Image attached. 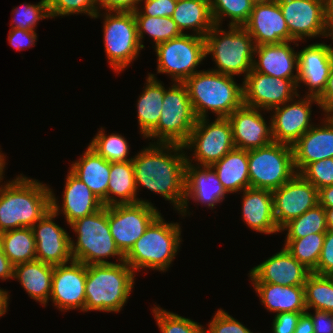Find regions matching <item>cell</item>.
Masks as SVG:
<instances>
[{"label":"cell","instance_id":"obj_41","mask_svg":"<svg viewBox=\"0 0 333 333\" xmlns=\"http://www.w3.org/2000/svg\"><path fill=\"white\" fill-rule=\"evenodd\" d=\"M88 146L111 163L133 160L128 158L130 146L126 138L116 133L106 135L102 127Z\"/></svg>","mask_w":333,"mask_h":333},{"label":"cell","instance_id":"obj_1","mask_svg":"<svg viewBox=\"0 0 333 333\" xmlns=\"http://www.w3.org/2000/svg\"><path fill=\"white\" fill-rule=\"evenodd\" d=\"M183 145L151 143L134 155L135 182L137 190L142 185L160 194L180 211L185 197L186 152Z\"/></svg>","mask_w":333,"mask_h":333},{"label":"cell","instance_id":"obj_49","mask_svg":"<svg viewBox=\"0 0 333 333\" xmlns=\"http://www.w3.org/2000/svg\"><path fill=\"white\" fill-rule=\"evenodd\" d=\"M312 273L333 277V229H328L325 233L317 268Z\"/></svg>","mask_w":333,"mask_h":333},{"label":"cell","instance_id":"obj_31","mask_svg":"<svg viewBox=\"0 0 333 333\" xmlns=\"http://www.w3.org/2000/svg\"><path fill=\"white\" fill-rule=\"evenodd\" d=\"M54 266L34 260L14 266L13 278L19 280L28 296L47 305L50 300Z\"/></svg>","mask_w":333,"mask_h":333},{"label":"cell","instance_id":"obj_61","mask_svg":"<svg viewBox=\"0 0 333 333\" xmlns=\"http://www.w3.org/2000/svg\"><path fill=\"white\" fill-rule=\"evenodd\" d=\"M4 158H5V155H3V153L0 152V182H3L1 180H3V178H4L3 173H4V170H5L4 168H5V165H6V162H5L6 160Z\"/></svg>","mask_w":333,"mask_h":333},{"label":"cell","instance_id":"obj_56","mask_svg":"<svg viewBox=\"0 0 333 333\" xmlns=\"http://www.w3.org/2000/svg\"><path fill=\"white\" fill-rule=\"evenodd\" d=\"M319 204L326 208H333V185H328L318 190Z\"/></svg>","mask_w":333,"mask_h":333},{"label":"cell","instance_id":"obj_48","mask_svg":"<svg viewBox=\"0 0 333 333\" xmlns=\"http://www.w3.org/2000/svg\"><path fill=\"white\" fill-rule=\"evenodd\" d=\"M144 1V2H143ZM144 6L133 12L134 15H146L151 17H171L173 15L177 0H139Z\"/></svg>","mask_w":333,"mask_h":333},{"label":"cell","instance_id":"obj_38","mask_svg":"<svg viewBox=\"0 0 333 333\" xmlns=\"http://www.w3.org/2000/svg\"><path fill=\"white\" fill-rule=\"evenodd\" d=\"M325 233H311L303 238H285L284 247L307 269L317 268Z\"/></svg>","mask_w":333,"mask_h":333},{"label":"cell","instance_id":"obj_47","mask_svg":"<svg viewBox=\"0 0 333 333\" xmlns=\"http://www.w3.org/2000/svg\"><path fill=\"white\" fill-rule=\"evenodd\" d=\"M208 325V333H253L223 309L216 311Z\"/></svg>","mask_w":333,"mask_h":333},{"label":"cell","instance_id":"obj_28","mask_svg":"<svg viewBox=\"0 0 333 333\" xmlns=\"http://www.w3.org/2000/svg\"><path fill=\"white\" fill-rule=\"evenodd\" d=\"M242 192V218L246 225L259 233H280L274 217L272 191L250 187Z\"/></svg>","mask_w":333,"mask_h":333},{"label":"cell","instance_id":"obj_52","mask_svg":"<svg viewBox=\"0 0 333 333\" xmlns=\"http://www.w3.org/2000/svg\"><path fill=\"white\" fill-rule=\"evenodd\" d=\"M306 312L313 321L314 333H333V313L315 309L313 314Z\"/></svg>","mask_w":333,"mask_h":333},{"label":"cell","instance_id":"obj_40","mask_svg":"<svg viewBox=\"0 0 333 333\" xmlns=\"http://www.w3.org/2000/svg\"><path fill=\"white\" fill-rule=\"evenodd\" d=\"M285 230L287 231L286 238H303L311 233H326L328 227L325 208L317 204L287 223L281 229V231Z\"/></svg>","mask_w":333,"mask_h":333},{"label":"cell","instance_id":"obj_50","mask_svg":"<svg viewBox=\"0 0 333 333\" xmlns=\"http://www.w3.org/2000/svg\"><path fill=\"white\" fill-rule=\"evenodd\" d=\"M304 312H281L274 316L272 333H294L301 314Z\"/></svg>","mask_w":333,"mask_h":333},{"label":"cell","instance_id":"obj_5","mask_svg":"<svg viewBox=\"0 0 333 333\" xmlns=\"http://www.w3.org/2000/svg\"><path fill=\"white\" fill-rule=\"evenodd\" d=\"M160 214L124 255V261L136 273L143 268L168 271L178 253L181 239L179 223H167Z\"/></svg>","mask_w":333,"mask_h":333},{"label":"cell","instance_id":"obj_57","mask_svg":"<svg viewBox=\"0 0 333 333\" xmlns=\"http://www.w3.org/2000/svg\"><path fill=\"white\" fill-rule=\"evenodd\" d=\"M294 333H314L313 321L307 312L301 314Z\"/></svg>","mask_w":333,"mask_h":333},{"label":"cell","instance_id":"obj_26","mask_svg":"<svg viewBox=\"0 0 333 333\" xmlns=\"http://www.w3.org/2000/svg\"><path fill=\"white\" fill-rule=\"evenodd\" d=\"M51 190V209L59 215H65L68 226L77 219L91 215L103 207L89 187L79 180L70 170L66 176L62 207ZM61 209V210H60ZM61 211V212H60Z\"/></svg>","mask_w":333,"mask_h":333},{"label":"cell","instance_id":"obj_16","mask_svg":"<svg viewBox=\"0 0 333 333\" xmlns=\"http://www.w3.org/2000/svg\"><path fill=\"white\" fill-rule=\"evenodd\" d=\"M299 100L292 99L270 111L272 136L274 142L292 146L314 124L311 121L312 104L320 107L316 97L305 95ZM314 102V103H313Z\"/></svg>","mask_w":333,"mask_h":333},{"label":"cell","instance_id":"obj_54","mask_svg":"<svg viewBox=\"0 0 333 333\" xmlns=\"http://www.w3.org/2000/svg\"><path fill=\"white\" fill-rule=\"evenodd\" d=\"M317 99L324 114L333 113V56L326 88Z\"/></svg>","mask_w":333,"mask_h":333},{"label":"cell","instance_id":"obj_19","mask_svg":"<svg viewBox=\"0 0 333 333\" xmlns=\"http://www.w3.org/2000/svg\"><path fill=\"white\" fill-rule=\"evenodd\" d=\"M85 284L86 265L82 262L72 260L54 266L50 299L59 311L67 312L78 308L77 310L84 312Z\"/></svg>","mask_w":333,"mask_h":333},{"label":"cell","instance_id":"obj_30","mask_svg":"<svg viewBox=\"0 0 333 333\" xmlns=\"http://www.w3.org/2000/svg\"><path fill=\"white\" fill-rule=\"evenodd\" d=\"M260 302L273 313L306 312L304 286L252 283Z\"/></svg>","mask_w":333,"mask_h":333},{"label":"cell","instance_id":"obj_21","mask_svg":"<svg viewBox=\"0 0 333 333\" xmlns=\"http://www.w3.org/2000/svg\"><path fill=\"white\" fill-rule=\"evenodd\" d=\"M185 164V197L180 215L189 214V199L202 203L213 209L216 204L221 203L228 193L219 181L215 170L211 166H200L192 164L191 157L186 154ZM188 212V213H187Z\"/></svg>","mask_w":333,"mask_h":333},{"label":"cell","instance_id":"obj_13","mask_svg":"<svg viewBox=\"0 0 333 333\" xmlns=\"http://www.w3.org/2000/svg\"><path fill=\"white\" fill-rule=\"evenodd\" d=\"M160 214L143 202L108 206L110 233L119 250L125 255Z\"/></svg>","mask_w":333,"mask_h":333},{"label":"cell","instance_id":"obj_23","mask_svg":"<svg viewBox=\"0 0 333 333\" xmlns=\"http://www.w3.org/2000/svg\"><path fill=\"white\" fill-rule=\"evenodd\" d=\"M227 119L232 126L235 148L252 150L265 147L274 142L271 118L268 124L261 114V109L248 107L243 104L240 108L233 111Z\"/></svg>","mask_w":333,"mask_h":333},{"label":"cell","instance_id":"obj_53","mask_svg":"<svg viewBox=\"0 0 333 333\" xmlns=\"http://www.w3.org/2000/svg\"><path fill=\"white\" fill-rule=\"evenodd\" d=\"M99 11L134 12L139 5V0H97ZM104 8V9H103Z\"/></svg>","mask_w":333,"mask_h":333},{"label":"cell","instance_id":"obj_24","mask_svg":"<svg viewBox=\"0 0 333 333\" xmlns=\"http://www.w3.org/2000/svg\"><path fill=\"white\" fill-rule=\"evenodd\" d=\"M311 273L283 247L280 252L253 267L248 274L252 283L304 286Z\"/></svg>","mask_w":333,"mask_h":333},{"label":"cell","instance_id":"obj_3","mask_svg":"<svg viewBox=\"0 0 333 333\" xmlns=\"http://www.w3.org/2000/svg\"><path fill=\"white\" fill-rule=\"evenodd\" d=\"M234 80L230 75L201 70L183 82L197 119L207 118L208 111L227 118L243 105V84Z\"/></svg>","mask_w":333,"mask_h":333},{"label":"cell","instance_id":"obj_20","mask_svg":"<svg viewBox=\"0 0 333 333\" xmlns=\"http://www.w3.org/2000/svg\"><path fill=\"white\" fill-rule=\"evenodd\" d=\"M254 40L255 46L293 42L277 0L253 4L247 23L243 26Z\"/></svg>","mask_w":333,"mask_h":333},{"label":"cell","instance_id":"obj_8","mask_svg":"<svg viewBox=\"0 0 333 333\" xmlns=\"http://www.w3.org/2000/svg\"><path fill=\"white\" fill-rule=\"evenodd\" d=\"M169 89L164 87L161 116L157 126L145 137L157 139L156 143L183 145L196 124L188 91L183 82H173Z\"/></svg>","mask_w":333,"mask_h":333},{"label":"cell","instance_id":"obj_46","mask_svg":"<svg viewBox=\"0 0 333 333\" xmlns=\"http://www.w3.org/2000/svg\"><path fill=\"white\" fill-rule=\"evenodd\" d=\"M299 174L318 190L333 185V158L312 162Z\"/></svg>","mask_w":333,"mask_h":333},{"label":"cell","instance_id":"obj_18","mask_svg":"<svg viewBox=\"0 0 333 333\" xmlns=\"http://www.w3.org/2000/svg\"><path fill=\"white\" fill-rule=\"evenodd\" d=\"M58 215L50 209L32 227L36 260L57 266L71 262V237L67 231L53 220Z\"/></svg>","mask_w":333,"mask_h":333},{"label":"cell","instance_id":"obj_10","mask_svg":"<svg viewBox=\"0 0 333 333\" xmlns=\"http://www.w3.org/2000/svg\"><path fill=\"white\" fill-rule=\"evenodd\" d=\"M250 187L273 191L296 174L292 146L272 142L248 150Z\"/></svg>","mask_w":333,"mask_h":333},{"label":"cell","instance_id":"obj_35","mask_svg":"<svg viewBox=\"0 0 333 333\" xmlns=\"http://www.w3.org/2000/svg\"><path fill=\"white\" fill-rule=\"evenodd\" d=\"M164 84L157 80L155 74L148 73L146 85L139 96L137 119L140 133L145 138L158 124L164 98Z\"/></svg>","mask_w":333,"mask_h":333},{"label":"cell","instance_id":"obj_36","mask_svg":"<svg viewBox=\"0 0 333 333\" xmlns=\"http://www.w3.org/2000/svg\"><path fill=\"white\" fill-rule=\"evenodd\" d=\"M0 248L13 266L36 260L35 239L31 228L22 227L0 233Z\"/></svg>","mask_w":333,"mask_h":333},{"label":"cell","instance_id":"obj_43","mask_svg":"<svg viewBox=\"0 0 333 333\" xmlns=\"http://www.w3.org/2000/svg\"><path fill=\"white\" fill-rule=\"evenodd\" d=\"M152 309L161 333H207L206 327L189 318L168 312L159 306Z\"/></svg>","mask_w":333,"mask_h":333},{"label":"cell","instance_id":"obj_11","mask_svg":"<svg viewBox=\"0 0 333 333\" xmlns=\"http://www.w3.org/2000/svg\"><path fill=\"white\" fill-rule=\"evenodd\" d=\"M157 56V73L169 74L173 82H184L199 72L196 68L205 60V39L182 34L153 47Z\"/></svg>","mask_w":333,"mask_h":333},{"label":"cell","instance_id":"obj_58","mask_svg":"<svg viewBox=\"0 0 333 333\" xmlns=\"http://www.w3.org/2000/svg\"><path fill=\"white\" fill-rule=\"evenodd\" d=\"M325 16L329 30L333 34V0H325Z\"/></svg>","mask_w":333,"mask_h":333},{"label":"cell","instance_id":"obj_22","mask_svg":"<svg viewBox=\"0 0 333 333\" xmlns=\"http://www.w3.org/2000/svg\"><path fill=\"white\" fill-rule=\"evenodd\" d=\"M298 53L297 88L304 83L307 96L318 98L326 88L332 64L333 47L325 43H313Z\"/></svg>","mask_w":333,"mask_h":333},{"label":"cell","instance_id":"obj_17","mask_svg":"<svg viewBox=\"0 0 333 333\" xmlns=\"http://www.w3.org/2000/svg\"><path fill=\"white\" fill-rule=\"evenodd\" d=\"M274 217L278 229L319 204L318 189L300 174L272 191Z\"/></svg>","mask_w":333,"mask_h":333},{"label":"cell","instance_id":"obj_59","mask_svg":"<svg viewBox=\"0 0 333 333\" xmlns=\"http://www.w3.org/2000/svg\"><path fill=\"white\" fill-rule=\"evenodd\" d=\"M1 288V287H0ZM8 291L0 289V317L6 314L9 300Z\"/></svg>","mask_w":333,"mask_h":333},{"label":"cell","instance_id":"obj_55","mask_svg":"<svg viewBox=\"0 0 333 333\" xmlns=\"http://www.w3.org/2000/svg\"><path fill=\"white\" fill-rule=\"evenodd\" d=\"M14 266L10 263L8 257L3 253L0 248V279L8 280L13 278Z\"/></svg>","mask_w":333,"mask_h":333},{"label":"cell","instance_id":"obj_7","mask_svg":"<svg viewBox=\"0 0 333 333\" xmlns=\"http://www.w3.org/2000/svg\"><path fill=\"white\" fill-rule=\"evenodd\" d=\"M69 226L77 235L76 242L70 239L73 260L85 265L115 264L105 258L117 256L119 263L124 261V254L110 233L107 206L75 220Z\"/></svg>","mask_w":333,"mask_h":333},{"label":"cell","instance_id":"obj_63","mask_svg":"<svg viewBox=\"0 0 333 333\" xmlns=\"http://www.w3.org/2000/svg\"><path fill=\"white\" fill-rule=\"evenodd\" d=\"M56 0H41L43 4H45L48 8L55 2Z\"/></svg>","mask_w":333,"mask_h":333},{"label":"cell","instance_id":"obj_42","mask_svg":"<svg viewBox=\"0 0 333 333\" xmlns=\"http://www.w3.org/2000/svg\"><path fill=\"white\" fill-rule=\"evenodd\" d=\"M253 3L251 0H210L214 25L222 26L223 18H230L229 26H244L249 20Z\"/></svg>","mask_w":333,"mask_h":333},{"label":"cell","instance_id":"obj_37","mask_svg":"<svg viewBox=\"0 0 333 333\" xmlns=\"http://www.w3.org/2000/svg\"><path fill=\"white\" fill-rule=\"evenodd\" d=\"M137 25V34L141 47L145 34L154 40V47L158 44L176 38L183 33L179 30L177 24L171 17H151L146 15H134Z\"/></svg>","mask_w":333,"mask_h":333},{"label":"cell","instance_id":"obj_12","mask_svg":"<svg viewBox=\"0 0 333 333\" xmlns=\"http://www.w3.org/2000/svg\"><path fill=\"white\" fill-rule=\"evenodd\" d=\"M207 118H198L188 140L183 144L185 150H194L192 159L196 165L211 166L235 148L232 126L227 118H216L209 123Z\"/></svg>","mask_w":333,"mask_h":333},{"label":"cell","instance_id":"obj_33","mask_svg":"<svg viewBox=\"0 0 333 333\" xmlns=\"http://www.w3.org/2000/svg\"><path fill=\"white\" fill-rule=\"evenodd\" d=\"M137 192L132 161L111 163L110 180L107 192V207L120 204H133L137 202L153 205L148 200L139 199L137 197Z\"/></svg>","mask_w":333,"mask_h":333},{"label":"cell","instance_id":"obj_39","mask_svg":"<svg viewBox=\"0 0 333 333\" xmlns=\"http://www.w3.org/2000/svg\"><path fill=\"white\" fill-rule=\"evenodd\" d=\"M305 304L309 309L333 313V277L311 273L304 284Z\"/></svg>","mask_w":333,"mask_h":333},{"label":"cell","instance_id":"obj_2","mask_svg":"<svg viewBox=\"0 0 333 333\" xmlns=\"http://www.w3.org/2000/svg\"><path fill=\"white\" fill-rule=\"evenodd\" d=\"M3 184H0V233L31 228L51 209V188L47 184L23 174Z\"/></svg>","mask_w":333,"mask_h":333},{"label":"cell","instance_id":"obj_14","mask_svg":"<svg viewBox=\"0 0 333 333\" xmlns=\"http://www.w3.org/2000/svg\"><path fill=\"white\" fill-rule=\"evenodd\" d=\"M290 36L295 41L306 37H331L325 16V0H277Z\"/></svg>","mask_w":333,"mask_h":333},{"label":"cell","instance_id":"obj_62","mask_svg":"<svg viewBox=\"0 0 333 333\" xmlns=\"http://www.w3.org/2000/svg\"><path fill=\"white\" fill-rule=\"evenodd\" d=\"M275 0H251L253 4L269 3Z\"/></svg>","mask_w":333,"mask_h":333},{"label":"cell","instance_id":"obj_4","mask_svg":"<svg viewBox=\"0 0 333 333\" xmlns=\"http://www.w3.org/2000/svg\"><path fill=\"white\" fill-rule=\"evenodd\" d=\"M135 274L125 261L86 265L84 312H120L134 287Z\"/></svg>","mask_w":333,"mask_h":333},{"label":"cell","instance_id":"obj_60","mask_svg":"<svg viewBox=\"0 0 333 333\" xmlns=\"http://www.w3.org/2000/svg\"><path fill=\"white\" fill-rule=\"evenodd\" d=\"M326 219L328 229H333V208H326Z\"/></svg>","mask_w":333,"mask_h":333},{"label":"cell","instance_id":"obj_9","mask_svg":"<svg viewBox=\"0 0 333 333\" xmlns=\"http://www.w3.org/2000/svg\"><path fill=\"white\" fill-rule=\"evenodd\" d=\"M104 16L103 41L110 67L120 73L137 59L140 45L137 25L133 12L106 11L95 15L94 19Z\"/></svg>","mask_w":333,"mask_h":333},{"label":"cell","instance_id":"obj_34","mask_svg":"<svg viewBox=\"0 0 333 333\" xmlns=\"http://www.w3.org/2000/svg\"><path fill=\"white\" fill-rule=\"evenodd\" d=\"M171 18L183 34L192 29L193 35L205 37L214 26L210 0H178Z\"/></svg>","mask_w":333,"mask_h":333},{"label":"cell","instance_id":"obj_15","mask_svg":"<svg viewBox=\"0 0 333 333\" xmlns=\"http://www.w3.org/2000/svg\"><path fill=\"white\" fill-rule=\"evenodd\" d=\"M297 80L277 78L252 69L242 81L243 104L269 112L293 98L298 99Z\"/></svg>","mask_w":333,"mask_h":333},{"label":"cell","instance_id":"obj_29","mask_svg":"<svg viewBox=\"0 0 333 333\" xmlns=\"http://www.w3.org/2000/svg\"><path fill=\"white\" fill-rule=\"evenodd\" d=\"M110 170L111 162L99 156L89 146L79 160L71 164L70 168V171L102 201L103 206H107Z\"/></svg>","mask_w":333,"mask_h":333},{"label":"cell","instance_id":"obj_6","mask_svg":"<svg viewBox=\"0 0 333 333\" xmlns=\"http://www.w3.org/2000/svg\"><path fill=\"white\" fill-rule=\"evenodd\" d=\"M221 28L214 25L204 37L206 57L212 54L217 67L210 70L233 77L244 74V80L256 57L254 40L243 26H229V31Z\"/></svg>","mask_w":333,"mask_h":333},{"label":"cell","instance_id":"obj_51","mask_svg":"<svg viewBox=\"0 0 333 333\" xmlns=\"http://www.w3.org/2000/svg\"><path fill=\"white\" fill-rule=\"evenodd\" d=\"M37 33L25 29L11 28L8 34V41L17 51L25 50L35 46Z\"/></svg>","mask_w":333,"mask_h":333},{"label":"cell","instance_id":"obj_45","mask_svg":"<svg viewBox=\"0 0 333 333\" xmlns=\"http://www.w3.org/2000/svg\"><path fill=\"white\" fill-rule=\"evenodd\" d=\"M98 12L97 0H56L49 7L50 18L82 13L94 18Z\"/></svg>","mask_w":333,"mask_h":333},{"label":"cell","instance_id":"obj_27","mask_svg":"<svg viewBox=\"0 0 333 333\" xmlns=\"http://www.w3.org/2000/svg\"><path fill=\"white\" fill-rule=\"evenodd\" d=\"M290 43L256 46L254 55L258 60L254 58L252 69L277 78L298 79V53Z\"/></svg>","mask_w":333,"mask_h":333},{"label":"cell","instance_id":"obj_25","mask_svg":"<svg viewBox=\"0 0 333 333\" xmlns=\"http://www.w3.org/2000/svg\"><path fill=\"white\" fill-rule=\"evenodd\" d=\"M323 115L321 126L313 125L292 145L297 174L312 162L333 158V113Z\"/></svg>","mask_w":333,"mask_h":333},{"label":"cell","instance_id":"obj_32","mask_svg":"<svg viewBox=\"0 0 333 333\" xmlns=\"http://www.w3.org/2000/svg\"><path fill=\"white\" fill-rule=\"evenodd\" d=\"M211 167L228 194L250 188L248 150L234 148Z\"/></svg>","mask_w":333,"mask_h":333},{"label":"cell","instance_id":"obj_44","mask_svg":"<svg viewBox=\"0 0 333 333\" xmlns=\"http://www.w3.org/2000/svg\"><path fill=\"white\" fill-rule=\"evenodd\" d=\"M13 23L12 28L25 29L35 31L39 20L50 18L49 8L41 1L37 4L23 3L20 7L12 10Z\"/></svg>","mask_w":333,"mask_h":333}]
</instances>
